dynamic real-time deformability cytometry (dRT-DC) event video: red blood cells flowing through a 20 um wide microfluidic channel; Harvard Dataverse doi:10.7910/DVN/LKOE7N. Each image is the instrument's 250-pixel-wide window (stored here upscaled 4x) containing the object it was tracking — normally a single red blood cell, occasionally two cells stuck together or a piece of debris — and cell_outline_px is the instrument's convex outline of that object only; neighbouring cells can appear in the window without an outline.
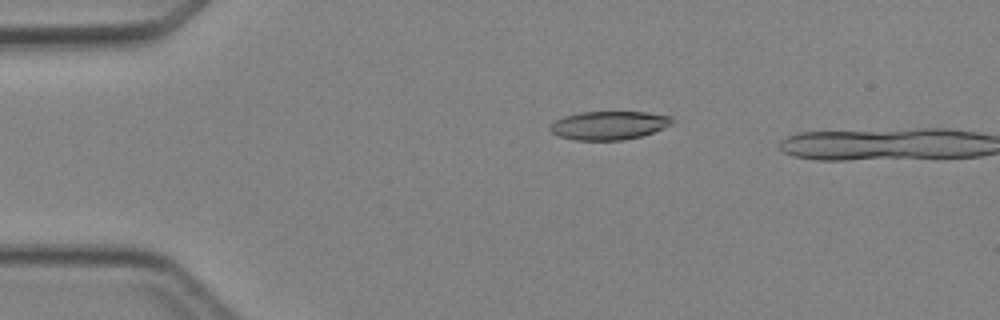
{"species": "Egyptian fruit bat (a non-hibernating species)", "species_latin": "Rousettus aegyptiacus", "temperature_condition": "cold", "stored_images_in_passage": 5, "camera_frame_rate_fps": 3000, "um_per_image_px": 0.085, "animal": {"sex": "female"}, "frame": {"image": 1, "passage_image": 3, "time_ms": 2.333, "image_size_px": [1000, 320], "cell_outline_px": [[676, 120], [672, 124], [664, 128], [640, 136], [624, 140], [576, 140], [560, 136], [552, 132], [548, 128], [548, 124], [564, 116], [580, 112], [644, 112], [672, 116]], "centroid_in_image_um": [51.76, 10.65], "position_along_channel_um": 33.2, "area_um2": 20.35}}